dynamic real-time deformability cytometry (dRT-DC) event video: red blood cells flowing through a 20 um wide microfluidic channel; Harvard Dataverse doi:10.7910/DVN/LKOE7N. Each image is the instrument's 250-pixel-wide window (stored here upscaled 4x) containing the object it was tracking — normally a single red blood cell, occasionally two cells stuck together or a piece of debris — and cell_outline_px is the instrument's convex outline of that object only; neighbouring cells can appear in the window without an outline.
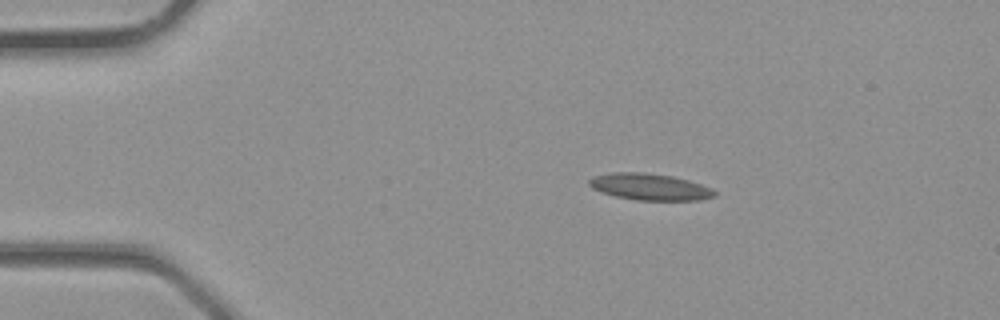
{"species": "common noctule bat (a hibernating species)", "species_latin": "Nyctalus noctula", "temperature_condition": "room temperature", "stored_images_in_passage": 33, "camera_frame_rate_fps": 3000, "um_per_image_px": 0.085, "animal": {"sex": "male", "body_mass_g": 23.1, "forearm_length_mm": 52.7}, "frame": {"image": 1, "passage_image": 3, "time_ms": 0.667, "image_size_px": [1000, 320], "cell_outline_px": [[716, 196], [700, 200], [636, 200], [616, 196], [592, 188], [588, 184], [588, 180], [592, 176], [612, 172], [644, 172], [672, 176], [688, 180], [712, 188], [716, 192]], "centroid_in_image_um": [55.23, 15.87], "position_along_channel_um": 29.8, "area_um2": 19.42}}
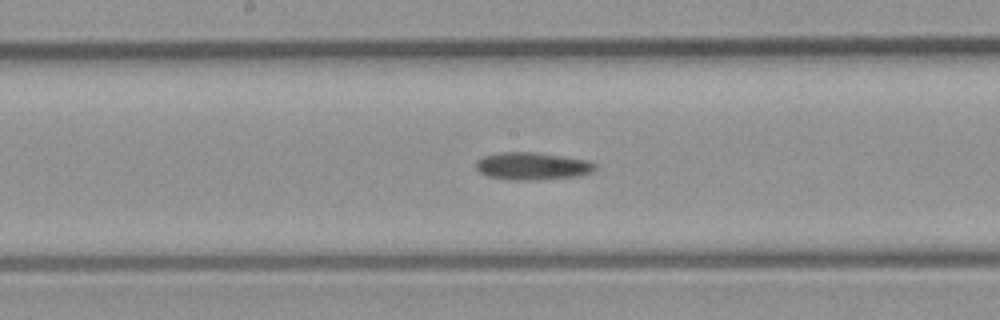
{"frame": {"image": 2, "passage_image": 15, "time_ms": 4.667, "image_size_px": [1000, 320], "cell_outline_px": [[596, 168], [592, 172], [580, 176], [536, 180], [508, 180], [488, 176], [480, 172], [476, 168], [476, 160], [484, 156], [496, 152], [536, 152], [588, 160], [596, 164]], "centroid_in_image_um": [45.24, 14.12], "position_along_channel_um": 203.0, "area_um2": 19.31}}
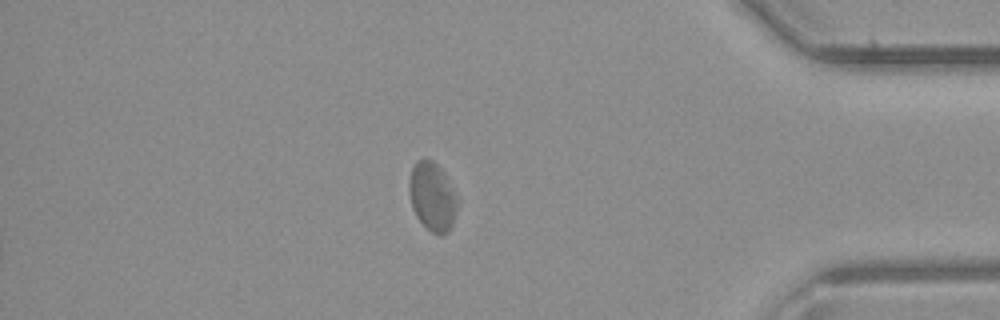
{"frame": {"image": 3, "passage_image": 27, "time_ms": 8.667, "image_size_px": [1000, 320], "cell_outline_px": [[456, 212], [452, 224], [448, 232], [444, 236], [440, 236], [432, 232], [416, 216], [412, 208], [408, 188], [408, 184], [412, 168], [424, 156], [432, 160], [444, 172], [456, 196]], "centroid_in_image_um": [36.73, 16.71], "position_along_channel_um": 398.5, "area_um2": 19.13}}